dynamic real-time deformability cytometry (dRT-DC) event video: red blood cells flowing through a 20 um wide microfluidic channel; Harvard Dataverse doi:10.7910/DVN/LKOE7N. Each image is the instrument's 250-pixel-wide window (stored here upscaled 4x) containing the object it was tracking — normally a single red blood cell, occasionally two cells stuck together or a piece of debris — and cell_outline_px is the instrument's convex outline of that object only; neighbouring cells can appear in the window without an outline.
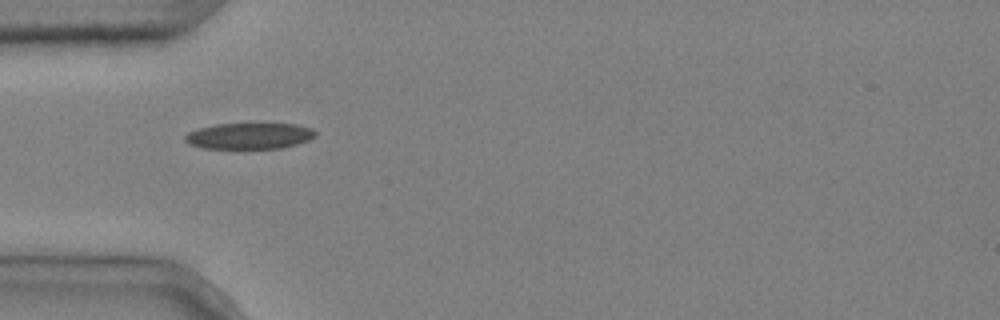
{"species": "common noctule bat (a hibernating species)", "species_latin": "Nyctalus noctula", "temperature_condition": "cold", "stored_images_in_passage": 1, "camera_frame_rate_fps": 3000, "um_per_image_px": 0.085, "animal": {"sex": "male", "body_mass_g": 20.4}, "frame": {"image": 1, "passage_image": 1, "time_ms": 0.0, "image_size_px": [1000, 320], "cell_outline_px": [[316, 136], [308, 140], [296, 144], [280, 148], [204, 148], [188, 144], [184, 140], [184, 136], [188, 132], [200, 128], [216, 124], [296, 124], [312, 128], [316, 132]], "centroid_in_image_um": [21.19, 11.55], "position_along_channel_um": 63.8, "area_um2": 19.71}}